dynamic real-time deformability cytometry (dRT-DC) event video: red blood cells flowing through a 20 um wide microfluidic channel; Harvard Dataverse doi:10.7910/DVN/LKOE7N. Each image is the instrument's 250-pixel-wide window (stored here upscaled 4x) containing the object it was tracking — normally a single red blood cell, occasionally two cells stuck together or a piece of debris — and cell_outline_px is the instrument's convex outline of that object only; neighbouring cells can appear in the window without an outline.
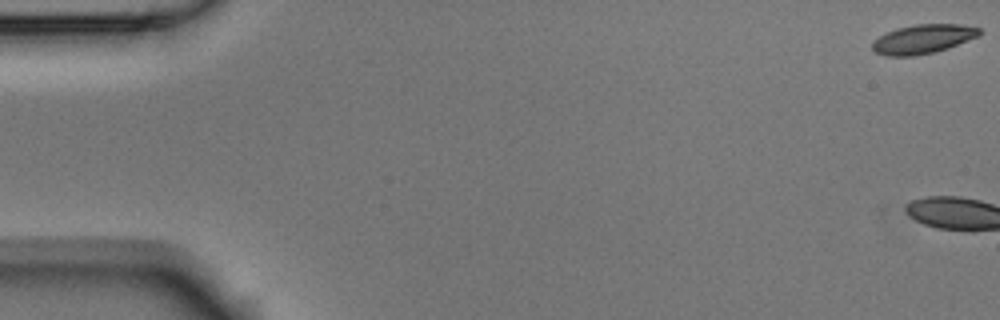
{"species": "Egyptian fruit bat (a non-hibernating species)", "species_latin": "Rousettus aegyptiacus", "temperature_condition": "room temperature", "stored_images_in_passage": 6, "camera_frame_rate_fps": 3000, "um_per_image_px": 0.085, "animal": {"sex": "male"}, "frame": {"image": 1, "passage_image": 1, "time_ms": 0.0, "image_size_px": [1000, 320], "cell_outline_px": [[980, 36], [948, 48], [916, 56], [884, 56], [876, 52], [872, 48], [872, 44], [880, 36], [896, 28], [916, 24], [964, 24], [980, 28]], "centroid_in_image_um": [78.49, 3.31], "position_along_channel_um": 6.5, "area_um2": 18.15}}